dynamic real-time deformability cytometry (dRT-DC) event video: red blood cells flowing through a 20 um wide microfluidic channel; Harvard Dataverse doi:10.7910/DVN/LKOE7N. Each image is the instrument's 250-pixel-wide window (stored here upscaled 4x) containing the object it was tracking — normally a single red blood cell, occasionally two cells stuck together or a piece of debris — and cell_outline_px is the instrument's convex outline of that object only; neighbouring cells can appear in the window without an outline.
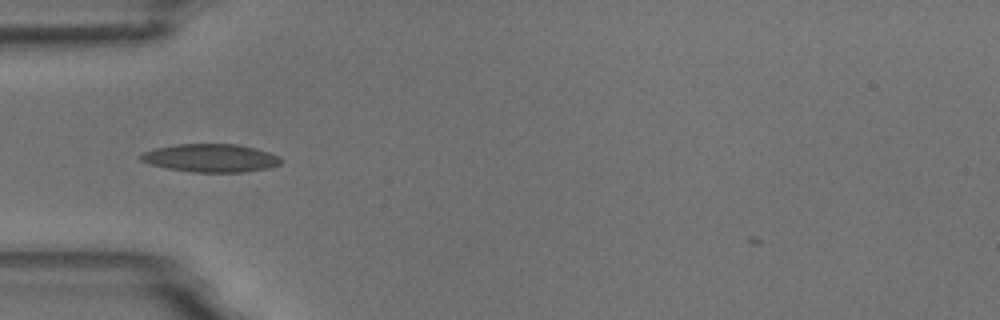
{"species": "common noctule bat (a hibernating species)", "species_latin": "Nyctalus noctula", "temperature_condition": "room temperature", "stored_images_in_passage": 36, "camera_frame_rate_fps": 3000, "um_per_image_px": 0.085, "animal": {"sex": "male", "body_mass_g": 18.8}, "frame": {"image": 1, "passage_image": 1, "time_ms": 0.0, "image_size_px": [1000, 320], "cell_outline_px": [[284, 160], [280, 164], [268, 168], [244, 172], [192, 172], [168, 168], [148, 164], [140, 160], [136, 156], [144, 152], [156, 148], [176, 144], [236, 144], [256, 148], [280, 156]], "centroid_in_image_um": [17.91, 13.43], "position_along_channel_um": 67.1, "area_um2": 23.12}}
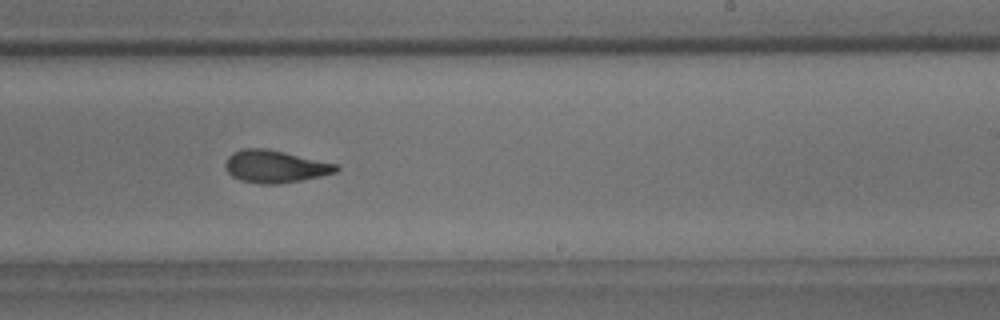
{"frame": {"image": 2, "passage_image": 17, "time_ms": 5.333, "image_size_px": [1000, 320], "cell_outline_px": [[340, 168], [336, 172], [320, 176], [300, 180], [276, 184], [260, 184], [240, 180], [232, 176], [228, 172], [224, 164], [228, 156], [232, 152], [244, 148], [264, 148], [284, 152], [336, 164]], "centroid_in_image_um": [23.34, 14.15], "position_along_channel_um": 265.7, "area_um2": 20.75}}
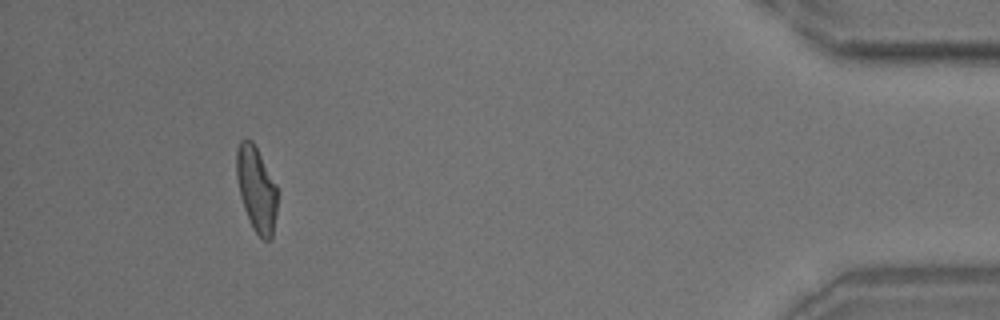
{"frame": {"image": 3, "passage_image": 34, "time_ms": 11.0, "image_size_px": [1000, 320], "cell_outline_px": [[276, 212], [272, 236], [268, 240], [264, 240], [252, 228], [244, 208], [240, 196], [236, 176], [236, 152], [240, 140], [252, 140], [276, 184]], "centroid_in_image_um": [21.77, 16.06], "position_along_channel_um": 413.4, "area_um2": 19.94}}